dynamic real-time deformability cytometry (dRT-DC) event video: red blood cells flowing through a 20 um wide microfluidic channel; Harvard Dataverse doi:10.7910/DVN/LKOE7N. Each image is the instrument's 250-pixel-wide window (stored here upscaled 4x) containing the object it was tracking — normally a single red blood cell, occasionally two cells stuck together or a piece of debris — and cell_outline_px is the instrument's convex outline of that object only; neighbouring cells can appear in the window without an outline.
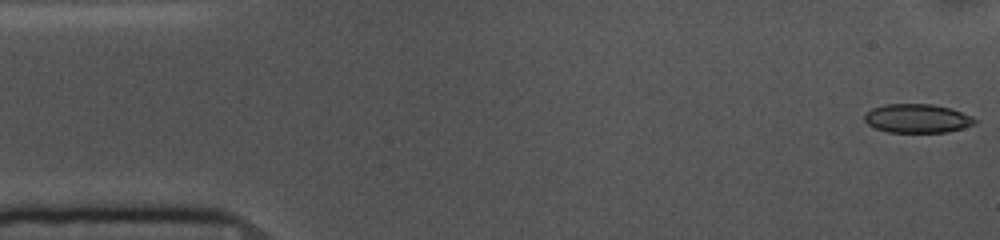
{"species": "common noctule bat (a hibernating species)", "species_latin": "Nyctalus noctula", "temperature_condition": "cold", "stored_images_in_passage": 37, "camera_frame_rate_fps": 3000, "um_per_image_px": 0.085, "animal": {"sex": "female", "body_mass_g": 10.0, "forearm_length_mm": 53.1}, "frame": {"image": 1, "passage_image": 1, "time_ms": 0.0, "image_size_px": [1000, 240], "cell_outline_px": [[980, 120], [976, 124], [964, 128], [948, 132], [888, 132], [876, 128], [868, 124], [864, 120], [864, 116], [872, 108], [884, 104], [932, 104], [948, 108], [972, 116]], "centroid_in_image_um": [78.0, 10.07], "position_along_channel_um": 7.0, "area_um2": 18.55}}
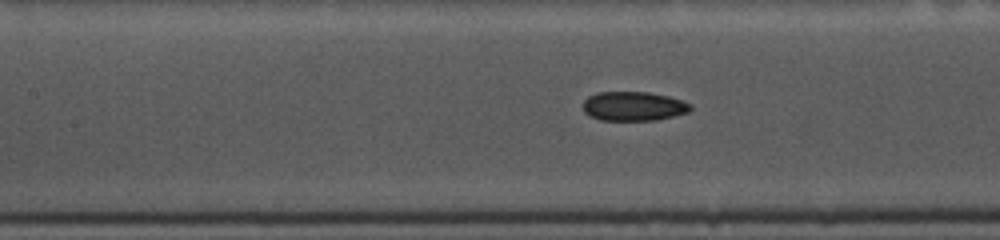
{"frame": {"image": 2, "passage_image": 22, "time_ms": 7.0, "image_size_px": [1000, 240], "cell_outline_px": [[692, 108], [688, 112], [656, 120], [600, 120], [584, 112], [584, 100], [588, 96], [596, 92], [648, 92], [668, 96], [692, 104]], "centroid_in_image_um": [53.85, 9.02], "position_along_channel_um": 153.6, "area_um2": 18.21}}
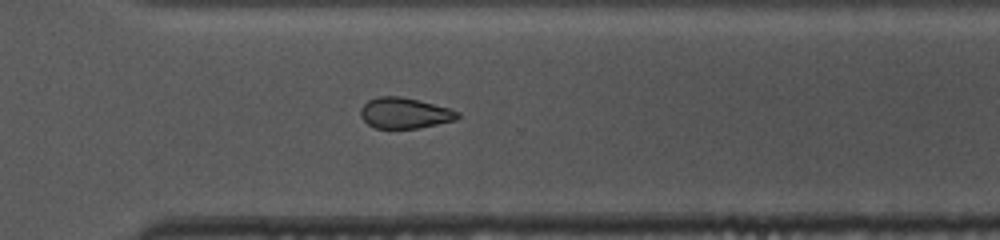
{"frame": {"image": 3, "passage_image": 37, "time_ms": 12.0, "image_size_px": [1000, 240], "cell_outline_px": [[460, 116], [456, 120], [420, 128], [376, 128], [368, 124], [360, 116], [360, 108], [368, 100], [380, 96], [400, 96], [448, 108], [460, 112]], "centroid_in_image_um": [34.39, 9.62], "position_along_channel_um": 336.2, "area_um2": 17.28}}